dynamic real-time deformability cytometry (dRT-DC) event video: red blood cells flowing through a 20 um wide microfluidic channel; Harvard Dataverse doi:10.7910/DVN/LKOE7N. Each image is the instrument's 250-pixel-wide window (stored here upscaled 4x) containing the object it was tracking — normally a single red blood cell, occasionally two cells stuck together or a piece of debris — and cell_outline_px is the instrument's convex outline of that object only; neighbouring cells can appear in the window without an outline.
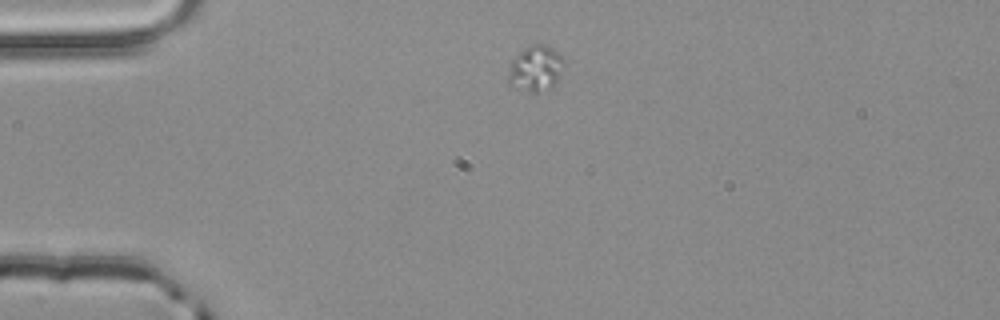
{"species": "common noctule bat (a hibernating species)", "species_latin": "Nyctalus noctula", "temperature_condition": "room temperature", "stored_images_in_passage": 3, "camera_frame_rate_fps": 3000, "um_per_image_px": 0.085, "animal": {"sex": "male", "body_mass_g": 20.4}, "frame": {"image": 1, "passage_image": 1, "time_ms": 0.0, "image_size_px": [1000, 320], "cell_outline_px": [[564, 64], [560, 76], [556, 84], [552, 88], [536, 92], [532, 92], [512, 88], [508, 84], [508, 64], [524, 48], [532, 44], [548, 44], [564, 60]], "centroid_in_image_um": [45.5, 5.84], "position_along_channel_um": 39.5, "area_um2": 15.14}}